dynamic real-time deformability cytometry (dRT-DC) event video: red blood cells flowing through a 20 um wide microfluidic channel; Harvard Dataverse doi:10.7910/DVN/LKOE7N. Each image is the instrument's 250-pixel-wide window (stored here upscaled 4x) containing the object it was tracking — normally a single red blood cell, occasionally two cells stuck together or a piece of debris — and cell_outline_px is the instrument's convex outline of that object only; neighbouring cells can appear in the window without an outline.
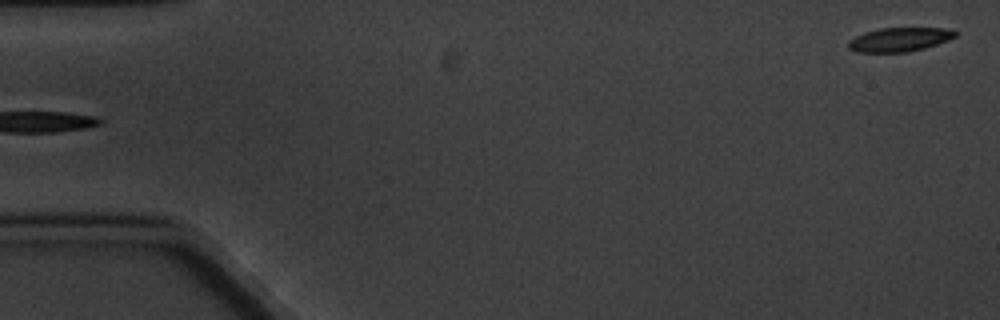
{"species": "common noctule bat (a hibernating species)", "species_latin": "Nyctalus noctula", "temperature_condition": "cold", "stored_images_in_passage": 6, "segment_of_instrument_passage": [2, 2], "camera_frame_rate_fps": 3000, "um_per_image_px": 0.085, "animal": {"sex": "male", "body_mass_g": 20.1, "forearm_length_mm": 53.5}, "frame": {"image": 1, "passage_image": 6, "time_ms": 5.667, "image_size_px": [1000, 320], "cell_outline_px": [[956, 36], [948, 40], [924, 48], [908, 52], [856, 52], [848, 48], [848, 40], [864, 32], [880, 28], [944, 28], [956, 32]], "centroid_in_image_um": [76.41, 3.36], "position_along_channel_um": 8.6, "area_um2": 14.85}}